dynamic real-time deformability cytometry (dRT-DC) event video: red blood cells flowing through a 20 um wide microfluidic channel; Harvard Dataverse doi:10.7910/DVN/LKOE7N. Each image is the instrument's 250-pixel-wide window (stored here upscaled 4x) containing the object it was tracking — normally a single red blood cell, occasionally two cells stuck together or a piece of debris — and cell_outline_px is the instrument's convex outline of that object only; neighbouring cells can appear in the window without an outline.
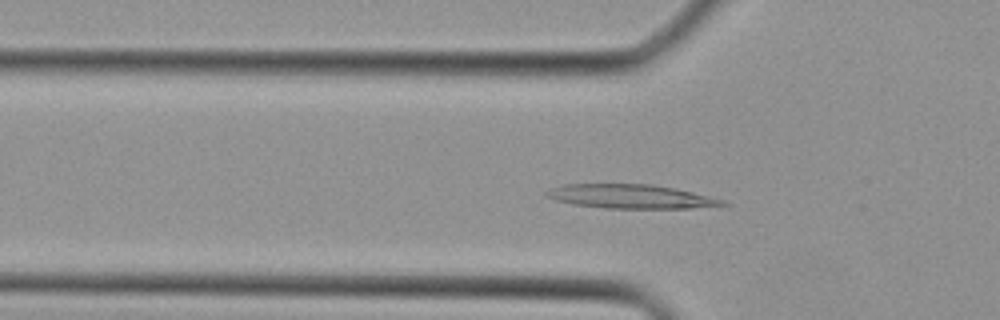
{"species": "Egyptian fruit bat (a non-hibernating species)", "species_latin": "Rousettus aegyptiacus", "temperature_condition": "cold", "stored_images_in_passage": 38, "camera_frame_rate_fps": 3000, "um_per_image_px": 0.085, "animal": {"sex": "female"}, "frame": {"image": 1, "passage_image": 10, "time_ms": 3.0, "image_size_px": [1000, 320], "cell_outline_px": [[728, 204], [688, 208], [604, 208], [576, 204], [556, 200], [544, 196], [544, 192], [548, 188], [564, 184], [652, 184], [692, 192], [724, 200]], "centroid_in_image_um": [53.52, 16.69], "position_along_channel_um": 72.3, "area_um2": 24.33}}
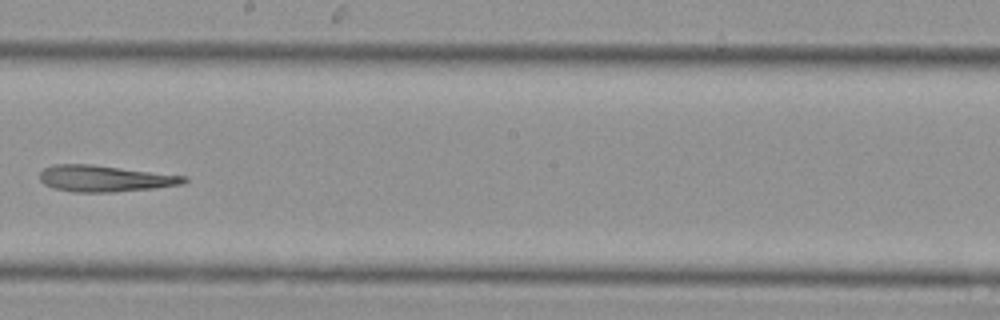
{"frame": {"image": 2, "passage_image": 20, "time_ms": 6.333, "image_size_px": [1000, 320], "cell_outline_px": [[188, 180], [184, 184], [152, 188], [112, 192], [72, 192], [56, 188], [44, 184], [40, 180], [40, 172], [44, 168], [56, 164], [92, 164], [188, 176]], "centroid_in_image_um": [8.93, 15.17], "position_along_channel_um": 239.3, "area_um2": 22.14}}
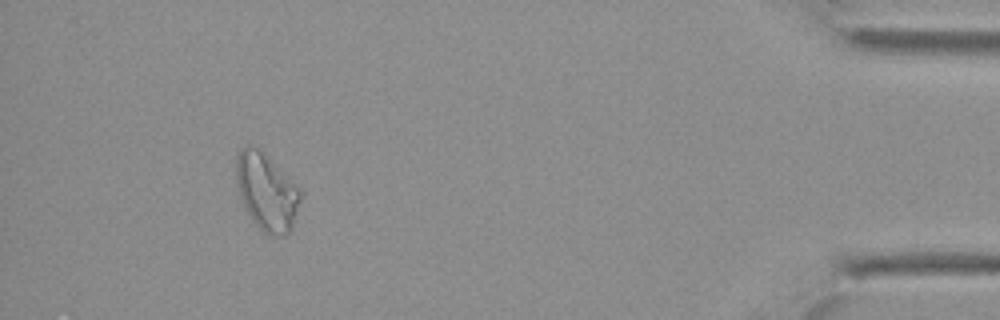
{"frame": {"image": 3, "passage_image": 34, "time_ms": 11.0, "image_size_px": [1000, 320], "cell_outline_px": [[304, 196], [292, 228], [284, 236], [272, 236], [264, 232], [252, 220], [244, 208], [236, 184], [236, 156], [240, 148], [248, 144], [256, 148], [300, 188], [304, 192]], "centroid_in_image_um": [22.68, 16.35], "position_along_channel_um": 412.5, "area_um2": 28.9}}